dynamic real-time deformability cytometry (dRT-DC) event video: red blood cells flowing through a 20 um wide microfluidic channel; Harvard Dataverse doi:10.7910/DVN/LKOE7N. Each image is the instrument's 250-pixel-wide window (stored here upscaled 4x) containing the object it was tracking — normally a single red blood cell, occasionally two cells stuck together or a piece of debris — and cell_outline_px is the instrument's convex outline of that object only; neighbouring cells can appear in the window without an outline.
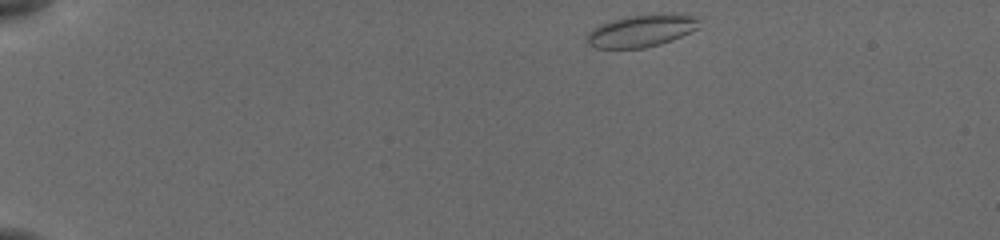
{"species": "common noctule bat (a hibernating species)", "species_latin": "Nyctalus noctula", "temperature_condition": "cold", "stored_images_in_passage": 45, "camera_frame_rate_fps": 3000, "um_per_image_px": 0.085, "animal": {"sex": "female", "body_mass_g": 19.5, "forearm_length_mm": 54.1}, "frame": {"image": 1, "passage_image": 1, "time_ms": 0.0, "image_size_px": [1000, 240], "cell_outline_px": [[700, 28], [672, 40], [660, 44], [644, 48], [596, 48], [588, 44], [588, 32], [604, 24], [616, 20], [632, 16], [692, 16], [700, 20]], "centroid_in_image_um": [54.54, 2.67], "position_along_channel_um": 30.5, "area_um2": 19.94}}
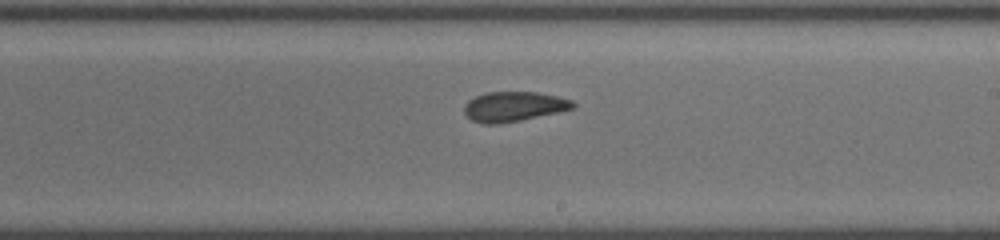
{"frame": {"image": 2, "passage_image": 25, "time_ms": 8.0, "image_size_px": [1000, 240], "cell_outline_px": [[576, 104], [572, 108], [556, 112], [520, 120], [500, 124], [484, 124], [472, 120], [464, 112], [464, 104], [468, 100], [484, 92], [536, 92], [556, 96], [572, 100]], "centroid_in_image_um": [43.62, 9.05], "position_along_channel_um": 245.4, "area_um2": 18.73}}
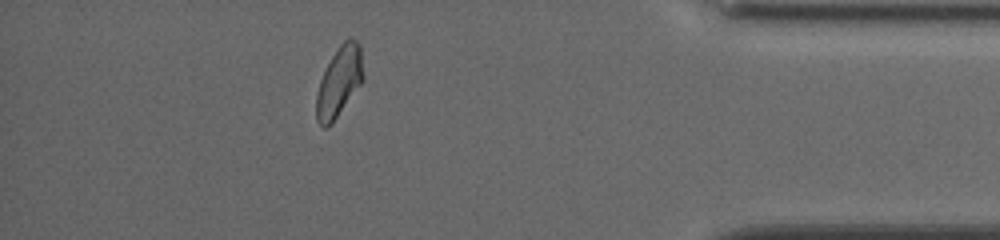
{"frame": {"image": 3, "passage_image": 40, "time_ms": 13.0, "image_size_px": [1000, 240], "cell_outline_px": [[364, 80], [332, 124], [328, 128], [320, 128], [316, 120], [316, 96], [320, 80], [332, 56], [340, 44], [348, 36], [352, 36], [360, 44], [364, 76]], "centroid_in_image_um": [28.84, 6.96], "position_along_channel_um": 406.4, "area_um2": 19.48}, "authors_computed_cell_mechanics": {"area_um2": 19.3052, "velocity_mm_per_s": 3.8487, "shape_relaxation_time_tau1_ms": 7.1642, "shape_relaxation_time_tau2_ms": 2.4372, "deformation_change_tau1": 0.1181, "deformation_change_tau2": 0.0562}}